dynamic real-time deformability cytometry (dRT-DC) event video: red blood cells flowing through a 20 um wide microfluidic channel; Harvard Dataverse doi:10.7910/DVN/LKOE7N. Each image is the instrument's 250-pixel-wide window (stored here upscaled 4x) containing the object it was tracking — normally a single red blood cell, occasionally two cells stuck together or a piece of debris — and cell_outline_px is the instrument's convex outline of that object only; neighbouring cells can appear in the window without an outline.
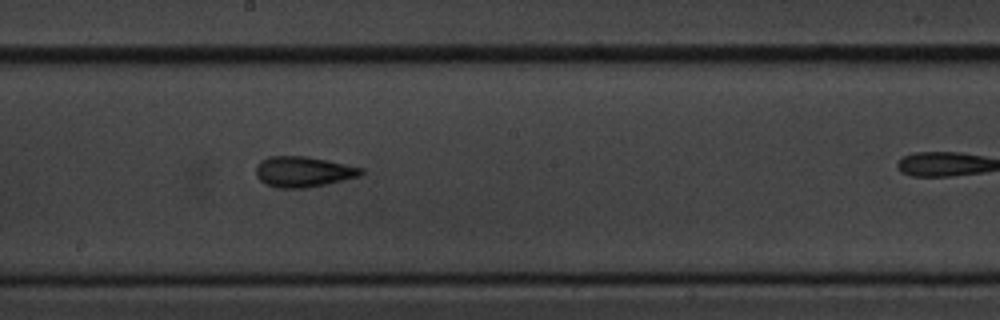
{"species": "common noctule bat (a hibernating species)", "species_latin": "Nyctalus noctula", "temperature_condition": "cold", "stored_images_in_passage": 10, "segment_of_instrument_passage": [1, 2], "camera_frame_rate_fps": 3000, "um_per_image_px": 0.085, "animal": {"sex": "male", "body_mass_g": 20.1, "forearm_length_mm": 53.5}, "frame": {"image": 1, "passage_image": 9, "time_ms": 10.0, "image_size_px": [1000, 320], "cell_outline_px": [[364, 172], [360, 176], [324, 184], [304, 188], [276, 188], [264, 184], [256, 176], [256, 164], [260, 160], [268, 156], [308, 156], [364, 168]], "centroid_in_image_um": [25.73, 14.59], "position_along_channel_um": 222.5, "area_um2": 18.84}}